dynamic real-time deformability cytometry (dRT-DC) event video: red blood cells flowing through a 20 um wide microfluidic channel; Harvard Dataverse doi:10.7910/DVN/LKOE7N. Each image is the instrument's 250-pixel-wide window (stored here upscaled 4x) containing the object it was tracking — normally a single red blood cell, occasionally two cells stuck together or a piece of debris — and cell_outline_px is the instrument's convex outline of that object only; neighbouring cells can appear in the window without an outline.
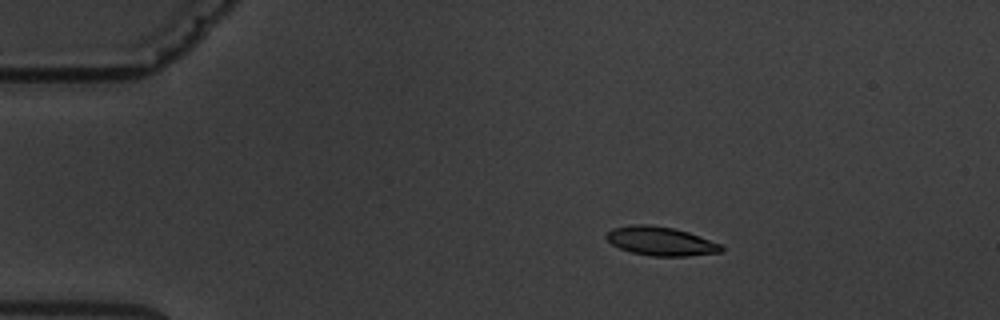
{"species": "common noctule bat (a hibernating species)", "species_latin": "Nyctalus noctula", "temperature_condition": "warm", "stored_images_in_passage": 1, "camera_frame_rate_fps": 3000, "um_per_image_px": 0.085, "animal": {"sex": "male", "body_mass_g": 19.5, "forearm_length_mm": 54.6}, "frame": {"image": 1, "passage_image": 1, "time_ms": 0.0, "image_size_px": [1000, 320], "cell_outline_px": [[724, 248], [720, 252], [688, 256], [652, 256], [632, 252], [620, 248], [612, 244], [604, 236], [612, 228], [632, 224], [648, 224], [672, 228], [688, 232], [720, 244]], "centroid_in_image_um": [56.13, 20.49], "position_along_channel_um": 28.9, "area_um2": 19.13}}